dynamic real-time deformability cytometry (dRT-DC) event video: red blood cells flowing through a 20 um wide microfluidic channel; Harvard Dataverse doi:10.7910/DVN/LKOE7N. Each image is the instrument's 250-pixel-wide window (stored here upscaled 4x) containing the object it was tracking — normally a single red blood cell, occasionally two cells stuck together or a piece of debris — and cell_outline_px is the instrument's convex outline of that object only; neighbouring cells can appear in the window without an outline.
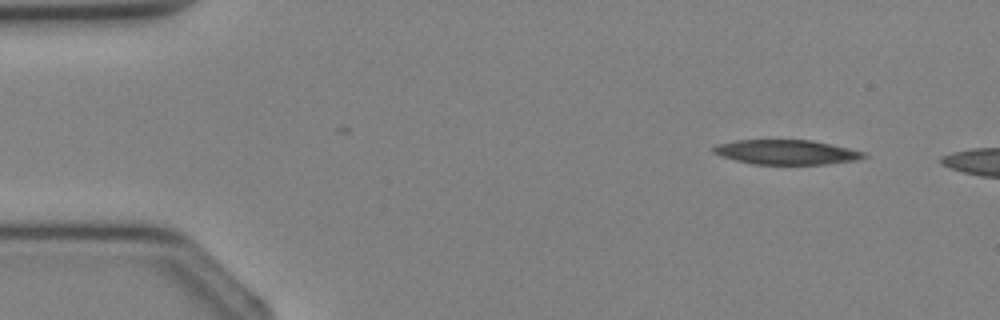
{"species": "Egyptian fruit bat (a non-hibernating species)", "species_latin": "Rousettus aegyptiacus", "temperature_condition": "cold", "stored_images_in_passage": 2, "camera_frame_rate_fps": 3000, "um_per_image_px": 0.085, "animal": {"sex": "female"}, "frame": {"image": 1, "passage_image": 1, "time_ms": 0.0, "image_size_px": [1000, 320], "cell_outline_px": [[868, 156], [860, 160], [828, 164], [752, 164], [736, 160], [712, 152], [712, 148], [716, 144], [736, 140], [812, 140], [868, 152]], "centroid_in_image_um": [66.92, 12.93], "position_along_channel_um": 18.1, "area_um2": 21.73}}